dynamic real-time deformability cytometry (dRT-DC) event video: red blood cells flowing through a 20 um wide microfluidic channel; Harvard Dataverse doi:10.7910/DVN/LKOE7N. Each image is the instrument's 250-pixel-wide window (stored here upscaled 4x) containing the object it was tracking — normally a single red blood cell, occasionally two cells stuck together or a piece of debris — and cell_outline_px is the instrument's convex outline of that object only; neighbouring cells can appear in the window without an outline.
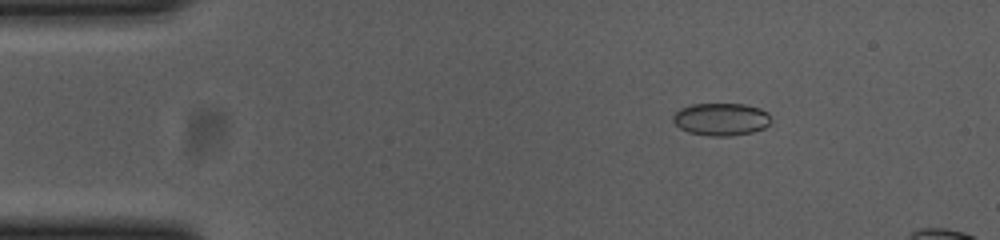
{"species": "common noctule bat (a hibernating species)", "species_latin": "Nyctalus noctula", "temperature_condition": "cold", "stored_images_in_passage": 14, "camera_frame_rate_fps": 3000, "um_per_image_px": 0.085, "animal": {"sex": "female", "body_mass_g": 23.0, "forearm_length_mm": 53.4}, "frame": {"image": 1, "passage_image": 8, "time_ms": 2.333, "image_size_px": [1000, 240], "cell_outline_px": [[772, 120], [764, 128], [752, 132], [732, 136], [708, 136], [688, 132], [680, 128], [672, 120], [672, 116], [680, 108], [692, 104], [744, 104], [760, 108], [768, 112]], "centroid_in_image_um": [61.3, 10.14], "position_along_channel_um": 23.7, "area_um2": 18.73}}